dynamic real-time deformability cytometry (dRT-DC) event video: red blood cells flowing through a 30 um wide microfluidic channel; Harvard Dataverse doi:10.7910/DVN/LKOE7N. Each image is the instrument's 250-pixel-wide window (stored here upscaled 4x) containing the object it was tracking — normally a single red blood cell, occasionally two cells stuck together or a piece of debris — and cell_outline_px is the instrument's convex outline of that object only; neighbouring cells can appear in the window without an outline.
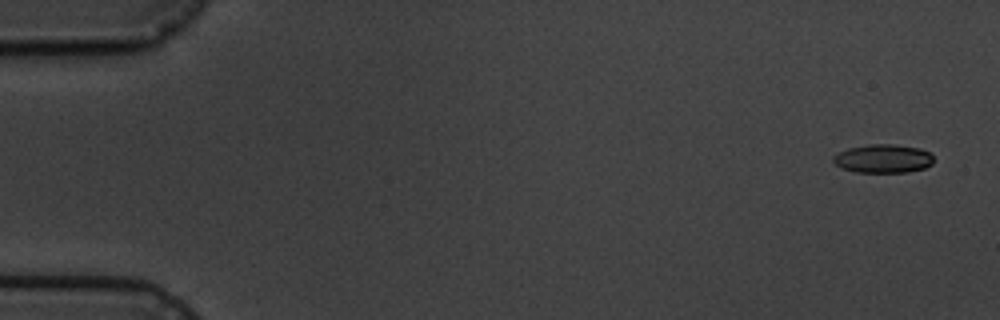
{"species": "common noctule bat (a hibernating species)", "species_latin": "Nyctalus noctula", "temperature_condition": "cold", "stored_images_in_passage": 5, "camera_frame_rate_fps": 3000, "um_per_image_px": 0.085, "animal": {"sex": "male", "body_mass_g": 19.5, "forearm_length_mm": 54.6}, "frame": {"image": 1, "passage_image": 1, "time_ms": 0.0, "image_size_px": [1000, 320], "cell_outline_px": [[932, 164], [924, 168], [908, 172], [856, 172], [844, 168], [836, 164], [832, 160], [832, 156], [848, 148], [868, 144], [892, 144], [920, 148], [928, 152], [932, 156]], "centroid_in_image_um": [75.06, 13.48], "position_along_channel_um": 9.9, "area_um2": 16.59}}